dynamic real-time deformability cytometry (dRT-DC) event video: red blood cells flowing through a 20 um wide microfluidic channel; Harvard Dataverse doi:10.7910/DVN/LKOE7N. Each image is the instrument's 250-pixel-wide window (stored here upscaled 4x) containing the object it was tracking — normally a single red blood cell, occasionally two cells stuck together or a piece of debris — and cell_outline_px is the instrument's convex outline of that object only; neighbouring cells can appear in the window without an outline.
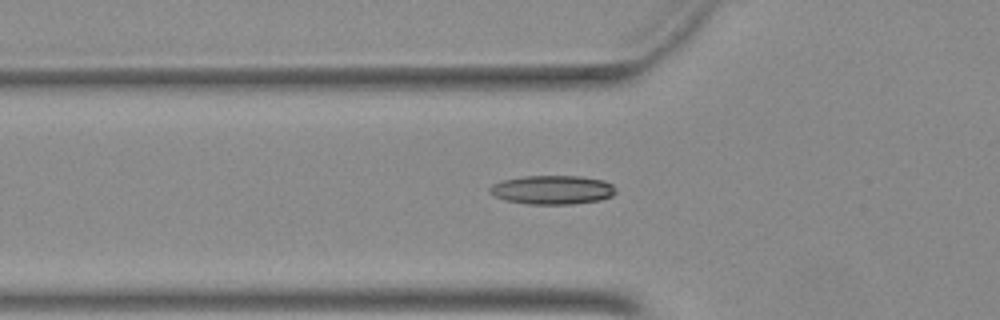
{"species": "Egyptian fruit bat (a non-hibernating species)", "species_latin": "Rousettus aegyptiacus", "temperature_condition": "warm", "stored_images_in_passage": 6, "segment_of_instrument_passage": [1, 2], "camera_frame_rate_fps": 3000, "um_per_image_px": 0.085, "animal": {"sex": "female"}, "frame": {"image": 1, "passage_image": 4, "time_ms": 1.0, "image_size_px": [1000, 320], "cell_outline_px": [[616, 192], [612, 196], [600, 200], [572, 204], [528, 204], [504, 200], [492, 196], [488, 192], [488, 188], [492, 184], [504, 180], [524, 176], [580, 176], [604, 180], [612, 184], [616, 188]], "centroid_in_image_um": [46.93, 16.14], "position_along_channel_um": 78.9, "area_um2": 21.44}}